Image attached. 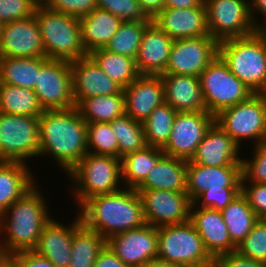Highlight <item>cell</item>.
I'll list each match as a JSON object with an SVG mask.
<instances>
[{"label": "cell", "instance_id": "obj_57", "mask_svg": "<svg viewBox=\"0 0 266 267\" xmlns=\"http://www.w3.org/2000/svg\"><path fill=\"white\" fill-rule=\"evenodd\" d=\"M38 4H44L46 0H35Z\"/></svg>", "mask_w": 266, "mask_h": 267}, {"label": "cell", "instance_id": "obj_49", "mask_svg": "<svg viewBox=\"0 0 266 267\" xmlns=\"http://www.w3.org/2000/svg\"><path fill=\"white\" fill-rule=\"evenodd\" d=\"M213 267H266V263L247 258L237 251H233L215 258Z\"/></svg>", "mask_w": 266, "mask_h": 267}, {"label": "cell", "instance_id": "obj_5", "mask_svg": "<svg viewBox=\"0 0 266 267\" xmlns=\"http://www.w3.org/2000/svg\"><path fill=\"white\" fill-rule=\"evenodd\" d=\"M34 16L46 58L72 62L88 55L82 44L79 18L50 10L43 4L37 6Z\"/></svg>", "mask_w": 266, "mask_h": 267}, {"label": "cell", "instance_id": "obj_33", "mask_svg": "<svg viewBox=\"0 0 266 267\" xmlns=\"http://www.w3.org/2000/svg\"><path fill=\"white\" fill-rule=\"evenodd\" d=\"M221 214L231 241L236 246L251 232L255 222L259 219L241 192L221 210Z\"/></svg>", "mask_w": 266, "mask_h": 267}, {"label": "cell", "instance_id": "obj_2", "mask_svg": "<svg viewBox=\"0 0 266 267\" xmlns=\"http://www.w3.org/2000/svg\"><path fill=\"white\" fill-rule=\"evenodd\" d=\"M79 208L82 224L105 240L146 224L136 189L123 187L117 192L97 195L86 200Z\"/></svg>", "mask_w": 266, "mask_h": 267}, {"label": "cell", "instance_id": "obj_11", "mask_svg": "<svg viewBox=\"0 0 266 267\" xmlns=\"http://www.w3.org/2000/svg\"><path fill=\"white\" fill-rule=\"evenodd\" d=\"M205 7L209 35L218 42L249 36L257 30L248 0H211Z\"/></svg>", "mask_w": 266, "mask_h": 267}, {"label": "cell", "instance_id": "obj_21", "mask_svg": "<svg viewBox=\"0 0 266 267\" xmlns=\"http://www.w3.org/2000/svg\"><path fill=\"white\" fill-rule=\"evenodd\" d=\"M239 149L235 141L214 122L187 163L216 167L242 165Z\"/></svg>", "mask_w": 266, "mask_h": 267}, {"label": "cell", "instance_id": "obj_22", "mask_svg": "<svg viewBox=\"0 0 266 267\" xmlns=\"http://www.w3.org/2000/svg\"><path fill=\"white\" fill-rule=\"evenodd\" d=\"M126 115L144 122L153 110L165 102L160 75H140L123 89Z\"/></svg>", "mask_w": 266, "mask_h": 267}, {"label": "cell", "instance_id": "obj_13", "mask_svg": "<svg viewBox=\"0 0 266 267\" xmlns=\"http://www.w3.org/2000/svg\"><path fill=\"white\" fill-rule=\"evenodd\" d=\"M146 224L154 227L190 221L192 201L184 192L162 189H136Z\"/></svg>", "mask_w": 266, "mask_h": 267}, {"label": "cell", "instance_id": "obj_36", "mask_svg": "<svg viewBox=\"0 0 266 267\" xmlns=\"http://www.w3.org/2000/svg\"><path fill=\"white\" fill-rule=\"evenodd\" d=\"M106 240L82 222L74 229L69 267H93Z\"/></svg>", "mask_w": 266, "mask_h": 267}, {"label": "cell", "instance_id": "obj_25", "mask_svg": "<svg viewBox=\"0 0 266 267\" xmlns=\"http://www.w3.org/2000/svg\"><path fill=\"white\" fill-rule=\"evenodd\" d=\"M74 218L70 225L66 226L52 217L44 226L33 249L36 253L49 259L56 267H69L70 265L73 232L81 223L78 213Z\"/></svg>", "mask_w": 266, "mask_h": 267}, {"label": "cell", "instance_id": "obj_14", "mask_svg": "<svg viewBox=\"0 0 266 267\" xmlns=\"http://www.w3.org/2000/svg\"><path fill=\"white\" fill-rule=\"evenodd\" d=\"M219 42L211 35L174 40L163 74L198 77L218 56Z\"/></svg>", "mask_w": 266, "mask_h": 267}, {"label": "cell", "instance_id": "obj_18", "mask_svg": "<svg viewBox=\"0 0 266 267\" xmlns=\"http://www.w3.org/2000/svg\"><path fill=\"white\" fill-rule=\"evenodd\" d=\"M152 21L173 40L208 36L206 7L163 8Z\"/></svg>", "mask_w": 266, "mask_h": 267}, {"label": "cell", "instance_id": "obj_31", "mask_svg": "<svg viewBox=\"0 0 266 267\" xmlns=\"http://www.w3.org/2000/svg\"><path fill=\"white\" fill-rule=\"evenodd\" d=\"M48 60L46 57H0V83L34 89L39 69Z\"/></svg>", "mask_w": 266, "mask_h": 267}, {"label": "cell", "instance_id": "obj_35", "mask_svg": "<svg viewBox=\"0 0 266 267\" xmlns=\"http://www.w3.org/2000/svg\"><path fill=\"white\" fill-rule=\"evenodd\" d=\"M33 89L0 83V112L40 117L43 113Z\"/></svg>", "mask_w": 266, "mask_h": 267}, {"label": "cell", "instance_id": "obj_9", "mask_svg": "<svg viewBox=\"0 0 266 267\" xmlns=\"http://www.w3.org/2000/svg\"><path fill=\"white\" fill-rule=\"evenodd\" d=\"M199 79L207 112L214 116L254 94L219 56L202 71Z\"/></svg>", "mask_w": 266, "mask_h": 267}, {"label": "cell", "instance_id": "obj_41", "mask_svg": "<svg viewBox=\"0 0 266 267\" xmlns=\"http://www.w3.org/2000/svg\"><path fill=\"white\" fill-rule=\"evenodd\" d=\"M236 251L247 258L266 263V219L259 218Z\"/></svg>", "mask_w": 266, "mask_h": 267}, {"label": "cell", "instance_id": "obj_3", "mask_svg": "<svg viewBox=\"0 0 266 267\" xmlns=\"http://www.w3.org/2000/svg\"><path fill=\"white\" fill-rule=\"evenodd\" d=\"M38 187L35 185L0 215V248L6 256L33 250L44 226L53 217Z\"/></svg>", "mask_w": 266, "mask_h": 267}, {"label": "cell", "instance_id": "obj_23", "mask_svg": "<svg viewBox=\"0 0 266 267\" xmlns=\"http://www.w3.org/2000/svg\"><path fill=\"white\" fill-rule=\"evenodd\" d=\"M242 165L202 166L187 163V195L193 201L206 189L241 188Z\"/></svg>", "mask_w": 266, "mask_h": 267}, {"label": "cell", "instance_id": "obj_46", "mask_svg": "<svg viewBox=\"0 0 266 267\" xmlns=\"http://www.w3.org/2000/svg\"><path fill=\"white\" fill-rule=\"evenodd\" d=\"M43 5L50 10L80 19L97 8V0H46Z\"/></svg>", "mask_w": 266, "mask_h": 267}, {"label": "cell", "instance_id": "obj_48", "mask_svg": "<svg viewBox=\"0 0 266 267\" xmlns=\"http://www.w3.org/2000/svg\"><path fill=\"white\" fill-rule=\"evenodd\" d=\"M7 267H56L49 259L34 250L15 252L7 256Z\"/></svg>", "mask_w": 266, "mask_h": 267}, {"label": "cell", "instance_id": "obj_44", "mask_svg": "<svg viewBox=\"0 0 266 267\" xmlns=\"http://www.w3.org/2000/svg\"><path fill=\"white\" fill-rule=\"evenodd\" d=\"M240 192L241 188H221V190L206 189L192 201L191 207L211 208L221 211Z\"/></svg>", "mask_w": 266, "mask_h": 267}, {"label": "cell", "instance_id": "obj_7", "mask_svg": "<svg viewBox=\"0 0 266 267\" xmlns=\"http://www.w3.org/2000/svg\"><path fill=\"white\" fill-rule=\"evenodd\" d=\"M157 257L186 267L214 266V259L190 221L158 227Z\"/></svg>", "mask_w": 266, "mask_h": 267}, {"label": "cell", "instance_id": "obj_55", "mask_svg": "<svg viewBox=\"0 0 266 267\" xmlns=\"http://www.w3.org/2000/svg\"><path fill=\"white\" fill-rule=\"evenodd\" d=\"M256 32L262 37V42H263V45L265 48V54H266V26L258 28Z\"/></svg>", "mask_w": 266, "mask_h": 267}, {"label": "cell", "instance_id": "obj_39", "mask_svg": "<svg viewBox=\"0 0 266 267\" xmlns=\"http://www.w3.org/2000/svg\"><path fill=\"white\" fill-rule=\"evenodd\" d=\"M152 21L122 22L104 49L135 59L145 28Z\"/></svg>", "mask_w": 266, "mask_h": 267}, {"label": "cell", "instance_id": "obj_26", "mask_svg": "<svg viewBox=\"0 0 266 267\" xmlns=\"http://www.w3.org/2000/svg\"><path fill=\"white\" fill-rule=\"evenodd\" d=\"M165 102L176 112H207L200 79L190 75L161 74Z\"/></svg>", "mask_w": 266, "mask_h": 267}, {"label": "cell", "instance_id": "obj_15", "mask_svg": "<svg viewBox=\"0 0 266 267\" xmlns=\"http://www.w3.org/2000/svg\"><path fill=\"white\" fill-rule=\"evenodd\" d=\"M214 122L215 116L209 112H177L170 137L162 148L164 154L190 160Z\"/></svg>", "mask_w": 266, "mask_h": 267}, {"label": "cell", "instance_id": "obj_6", "mask_svg": "<svg viewBox=\"0 0 266 267\" xmlns=\"http://www.w3.org/2000/svg\"><path fill=\"white\" fill-rule=\"evenodd\" d=\"M67 175L74 182L71 191L77 199V207L91 197L110 194L123 188L120 185L121 159L114 156L87 153Z\"/></svg>", "mask_w": 266, "mask_h": 267}, {"label": "cell", "instance_id": "obj_17", "mask_svg": "<svg viewBox=\"0 0 266 267\" xmlns=\"http://www.w3.org/2000/svg\"><path fill=\"white\" fill-rule=\"evenodd\" d=\"M0 57H46L34 15L1 25Z\"/></svg>", "mask_w": 266, "mask_h": 267}, {"label": "cell", "instance_id": "obj_16", "mask_svg": "<svg viewBox=\"0 0 266 267\" xmlns=\"http://www.w3.org/2000/svg\"><path fill=\"white\" fill-rule=\"evenodd\" d=\"M106 245L130 267H143L158 254V227L150 224L117 233L106 240Z\"/></svg>", "mask_w": 266, "mask_h": 267}, {"label": "cell", "instance_id": "obj_4", "mask_svg": "<svg viewBox=\"0 0 266 267\" xmlns=\"http://www.w3.org/2000/svg\"><path fill=\"white\" fill-rule=\"evenodd\" d=\"M218 56L253 93L266 94V54L262 37L256 31L220 41Z\"/></svg>", "mask_w": 266, "mask_h": 267}, {"label": "cell", "instance_id": "obj_8", "mask_svg": "<svg viewBox=\"0 0 266 267\" xmlns=\"http://www.w3.org/2000/svg\"><path fill=\"white\" fill-rule=\"evenodd\" d=\"M215 122L241 147L243 139L257 145L266 141V94L254 93L247 100L223 109Z\"/></svg>", "mask_w": 266, "mask_h": 267}, {"label": "cell", "instance_id": "obj_54", "mask_svg": "<svg viewBox=\"0 0 266 267\" xmlns=\"http://www.w3.org/2000/svg\"><path fill=\"white\" fill-rule=\"evenodd\" d=\"M143 267H186L184 265L166 262L160 258L151 259L148 263H146Z\"/></svg>", "mask_w": 266, "mask_h": 267}, {"label": "cell", "instance_id": "obj_37", "mask_svg": "<svg viewBox=\"0 0 266 267\" xmlns=\"http://www.w3.org/2000/svg\"><path fill=\"white\" fill-rule=\"evenodd\" d=\"M176 113L166 102L153 110L142 123L147 146L162 149L167 144Z\"/></svg>", "mask_w": 266, "mask_h": 267}, {"label": "cell", "instance_id": "obj_10", "mask_svg": "<svg viewBox=\"0 0 266 267\" xmlns=\"http://www.w3.org/2000/svg\"><path fill=\"white\" fill-rule=\"evenodd\" d=\"M31 157H39V117L0 112V161L27 164Z\"/></svg>", "mask_w": 266, "mask_h": 267}, {"label": "cell", "instance_id": "obj_30", "mask_svg": "<svg viewBox=\"0 0 266 267\" xmlns=\"http://www.w3.org/2000/svg\"><path fill=\"white\" fill-rule=\"evenodd\" d=\"M163 155L161 148L146 146L142 150L123 156L121 158L122 186L127 185L126 188L137 189Z\"/></svg>", "mask_w": 266, "mask_h": 267}, {"label": "cell", "instance_id": "obj_45", "mask_svg": "<svg viewBox=\"0 0 266 267\" xmlns=\"http://www.w3.org/2000/svg\"><path fill=\"white\" fill-rule=\"evenodd\" d=\"M38 5L35 0H0V25L33 16Z\"/></svg>", "mask_w": 266, "mask_h": 267}, {"label": "cell", "instance_id": "obj_29", "mask_svg": "<svg viewBox=\"0 0 266 267\" xmlns=\"http://www.w3.org/2000/svg\"><path fill=\"white\" fill-rule=\"evenodd\" d=\"M187 160L163 155L137 189H162L187 192Z\"/></svg>", "mask_w": 266, "mask_h": 267}, {"label": "cell", "instance_id": "obj_24", "mask_svg": "<svg viewBox=\"0 0 266 267\" xmlns=\"http://www.w3.org/2000/svg\"><path fill=\"white\" fill-rule=\"evenodd\" d=\"M174 40L153 21L145 28L135 63L140 75H161L167 68Z\"/></svg>", "mask_w": 266, "mask_h": 267}, {"label": "cell", "instance_id": "obj_42", "mask_svg": "<svg viewBox=\"0 0 266 267\" xmlns=\"http://www.w3.org/2000/svg\"><path fill=\"white\" fill-rule=\"evenodd\" d=\"M97 8L119 17L122 22L152 21L142 10L138 0H97Z\"/></svg>", "mask_w": 266, "mask_h": 267}, {"label": "cell", "instance_id": "obj_50", "mask_svg": "<svg viewBox=\"0 0 266 267\" xmlns=\"http://www.w3.org/2000/svg\"><path fill=\"white\" fill-rule=\"evenodd\" d=\"M93 267H130L121 261L115 253L105 245L99 252Z\"/></svg>", "mask_w": 266, "mask_h": 267}, {"label": "cell", "instance_id": "obj_56", "mask_svg": "<svg viewBox=\"0 0 266 267\" xmlns=\"http://www.w3.org/2000/svg\"><path fill=\"white\" fill-rule=\"evenodd\" d=\"M0 267H7V256L4 251L0 248Z\"/></svg>", "mask_w": 266, "mask_h": 267}, {"label": "cell", "instance_id": "obj_1", "mask_svg": "<svg viewBox=\"0 0 266 267\" xmlns=\"http://www.w3.org/2000/svg\"><path fill=\"white\" fill-rule=\"evenodd\" d=\"M88 153L87 123L77 107L44 110L39 117V156H51L68 174Z\"/></svg>", "mask_w": 266, "mask_h": 267}, {"label": "cell", "instance_id": "obj_27", "mask_svg": "<svg viewBox=\"0 0 266 267\" xmlns=\"http://www.w3.org/2000/svg\"><path fill=\"white\" fill-rule=\"evenodd\" d=\"M31 173L26 163L0 161V215L36 185Z\"/></svg>", "mask_w": 266, "mask_h": 267}, {"label": "cell", "instance_id": "obj_58", "mask_svg": "<svg viewBox=\"0 0 266 267\" xmlns=\"http://www.w3.org/2000/svg\"><path fill=\"white\" fill-rule=\"evenodd\" d=\"M208 1H211V0H201V2L205 5Z\"/></svg>", "mask_w": 266, "mask_h": 267}, {"label": "cell", "instance_id": "obj_38", "mask_svg": "<svg viewBox=\"0 0 266 267\" xmlns=\"http://www.w3.org/2000/svg\"><path fill=\"white\" fill-rule=\"evenodd\" d=\"M109 123L118 141L120 159L147 146L142 122L125 114Z\"/></svg>", "mask_w": 266, "mask_h": 267}, {"label": "cell", "instance_id": "obj_51", "mask_svg": "<svg viewBox=\"0 0 266 267\" xmlns=\"http://www.w3.org/2000/svg\"><path fill=\"white\" fill-rule=\"evenodd\" d=\"M249 4H250V11H251V18L256 29L266 26V23L262 24L261 21L260 22L258 21L259 18L257 19L255 16V15H258L256 13L259 12V14H262L264 18L266 19V0H250ZM263 22H266V21H263Z\"/></svg>", "mask_w": 266, "mask_h": 267}, {"label": "cell", "instance_id": "obj_43", "mask_svg": "<svg viewBox=\"0 0 266 267\" xmlns=\"http://www.w3.org/2000/svg\"><path fill=\"white\" fill-rule=\"evenodd\" d=\"M251 156V160L242 159L241 182L266 184V141L255 145Z\"/></svg>", "mask_w": 266, "mask_h": 267}, {"label": "cell", "instance_id": "obj_53", "mask_svg": "<svg viewBox=\"0 0 266 267\" xmlns=\"http://www.w3.org/2000/svg\"><path fill=\"white\" fill-rule=\"evenodd\" d=\"M201 3V0H164V8H195Z\"/></svg>", "mask_w": 266, "mask_h": 267}, {"label": "cell", "instance_id": "obj_40", "mask_svg": "<svg viewBox=\"0 0 266 267\" xmlns=\"http://www.w3.org/2000/svg\"><path fill=\"white\" fill-rule=\"evenodd\" d=\"M88 153L119 158L116 135L108 122L87 123Z\"/></svg>", "mask_w": 266, "mask_h": 267}, {"label": "cell", "instance_id": "obj_34", "mask_svg": "<svg viewBox=\"0 0 266 267\" xmlns=\"http://www.w3.org/2000/svg\"><path fill=\"white\" fill-rule=\"evenodd\" d=\"M89 55L100 69L122 89L140 76L135 59L111 53L104 48L93 50Z\"/></svg>", "mask_w": 266, "mask_h": 267}, {"label": "cell", "instance_id": "obj_32", "mask_svg": "<svg viewBox=\"0 0 266 267\" xmlns=\"http://www.w3.org/2000/svg\"><path fill=\"white\" fill-rule=\"evenodd\" d=\"M76 107L86 123H109L126 114L123 89L118 94L85 98Z\"/></svg>", "mask_w": 266, "mask_h": 267}, {"label": "cell", "instance_id": "obj_12", "mask_svg": "<svg viewBox=\"0 0 266 267\" xmlns=\"http://www.w3.org/2000/svg\"><path fill=\"white\" fill-rule=\"evenodd\" d=\"M33 90L43 110L75 107L70 62L49 59L39 69Z\"/></svg>", "mask_w": 266, "mask_h": 267}, {"label": "cell", "instance_id": "obj_19", "mask_svg": "<svg viewBox=\"0 0 266 267\" xmlns=\"http://www.w3.org/2000/svg\"><path fill=\"white\" fill-rule=\"evenodd\" d=\"M76 106L85 98L118 94L122 88L108 77L88 54L70 62Z\"/></svg>", "mask_w": 266, "mask_h": 267}, {"label": "cell", "instance_id": "obj_28", "mask_svg": "<svg viewBox=\"0 0 266 267\" xmlns=\"http://www.w3.org/2000/svg\"><path fill=\"white\" fill-rule=\"evenodd\" d=\"M79 22L82 44L87 54L105 48L122 23L119 17L101 8H95L81 17Z\"/></svg>", "mask_w": 266, "mask_h": 267}, {"label": "cell", "instance_id": "obj_47", "mask_svg": "<svg viewBox=\"0 0 266 267\" xmlns=\"http://www.w3.org/2000/svg\"><path fill=\"white\" fill-rule=\"evenodd\" d=\"M241 193L257 217L266 219V184L241 182Z\"/></svg>", "mask_w": 266, "mask_h": 267}, {"label": "cell", "instance_id": "obj_52", "mask_svg": "<svg viewBox=\"0 0 266 267\" xmlns=\"http://www.w3.org/2000/svg\"><path fill=\"white\" fill-rule=\"evenodd\" d=\"M142 10L153 19L163 8L164 0H138Z\"/></svg>", "mask_w": 266, "mask_h": 267}, {"label": "cell", "instance_id": "obj_20", "mask_svg": "<svg viewBox=\"0 0 266 267\" xmlns=\"http://www.w3.org/2000/svg\"><path fill=\"white\" fill-rule=\"evenodd\" d=\"M190 222L202 238L204 248L215 259L236 251L221 211L211 208L191 207Z\"/></svg>", "mask_w": 266, "mask_h": 267}]
</instances>
